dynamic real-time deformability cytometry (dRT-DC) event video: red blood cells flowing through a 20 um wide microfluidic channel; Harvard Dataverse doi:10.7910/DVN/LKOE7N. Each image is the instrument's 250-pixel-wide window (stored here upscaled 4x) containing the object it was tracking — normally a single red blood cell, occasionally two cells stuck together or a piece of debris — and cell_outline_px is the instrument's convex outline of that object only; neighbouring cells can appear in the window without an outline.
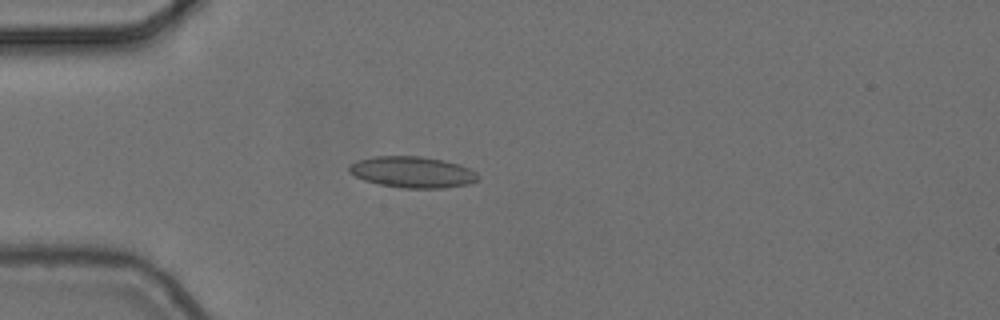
{"species": "common noctule bat (a hibernating species)", "species_latin": "Nyctalus noctula", "temperature_condition": "cold", "stored_images_in_passage": 3, "camera_frame_rate_fps": 3000, "um_per_image_px": 0.085, "animal": {"sex": "female", "body_mass_g": 24.6, "forearm_length_mm": 56.2}, "frame": {"image": 1, "passage_image": 3, "time_ms": 0.667, "image_size_px": [1000, 320], "cell_outline_px": [[480, 176], [476, 180], [468, 184], [440, 188], [404, 188], [380, 184], [364, 180], [348, 172], [348, 168], [352, 164], [360, 160], [376, 156], [420, 156], [444, 160], [468, 168], [476, 172]], "centroid_in_image_um": [35.06, 14.63], "position_along_channel_um": 49.9, "area_um2": 23.12}}